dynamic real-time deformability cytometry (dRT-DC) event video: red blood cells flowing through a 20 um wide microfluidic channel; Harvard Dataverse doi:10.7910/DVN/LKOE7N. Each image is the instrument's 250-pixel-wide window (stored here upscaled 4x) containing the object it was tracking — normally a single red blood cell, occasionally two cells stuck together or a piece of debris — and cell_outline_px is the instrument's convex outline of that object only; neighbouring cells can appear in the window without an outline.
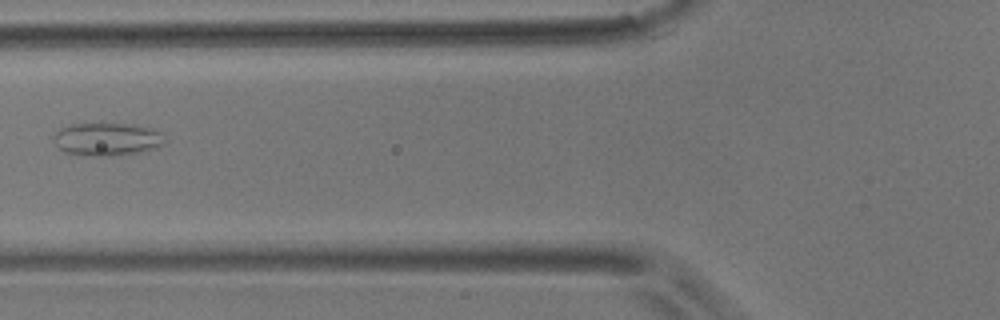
{"species": "common noctule bat (a hibernating species)", "species_latin": "Nyctalus noctula", "temperature_condition": "room temperature", "stored_images_in_passage": 11, "camera_frame_rate_fps": 3000, "um_per_image_px": 0.085, "animal": {"sex": "male", "body_mass_g": 17.9}, "frame": {"image": 1, "passage_image": 4, "time_ms": 1.0, "image_size_px": [1000, 320], "cell_outline_px": [[164, 144], [160, 148], [140, 152], [116, 156], [76, 156], [64, 152], [52, 140], [52, 136], [60, 128], [72, 124], [132, 124], [156, 128], [160, 132], [164, 140]], "centroid_in_image_um": [9.1, 11.85], "position_along_channel_um": 116.7, "area_um2": 21.85}}
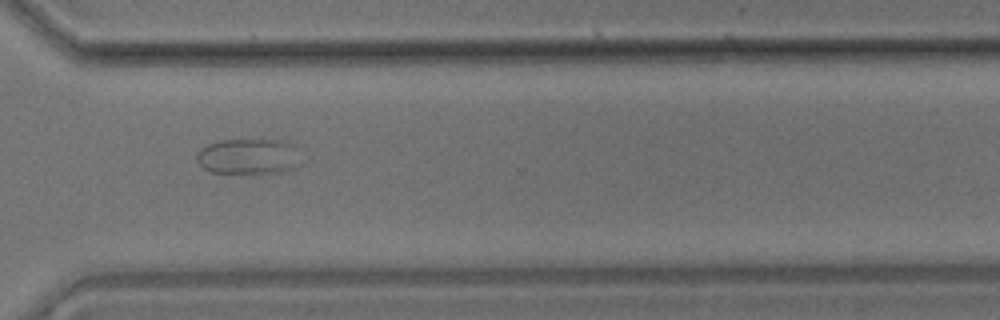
{"frame": {"image": 2, "passage_image": 10, "time_ms": 3.0, "image_size_px": [1000, 320], "cell_outline_px": [[300, 164], [296, 168], [280, 172], [208, 172], [196, 160], [196, 156], [200, 148], [208, 144], [220, 140], [280, 140], [292, 144]], "centroid_in_image_um": [21.08, 13.29], "position_along_channel_um": 349.5, "area_um2": 21.27}}
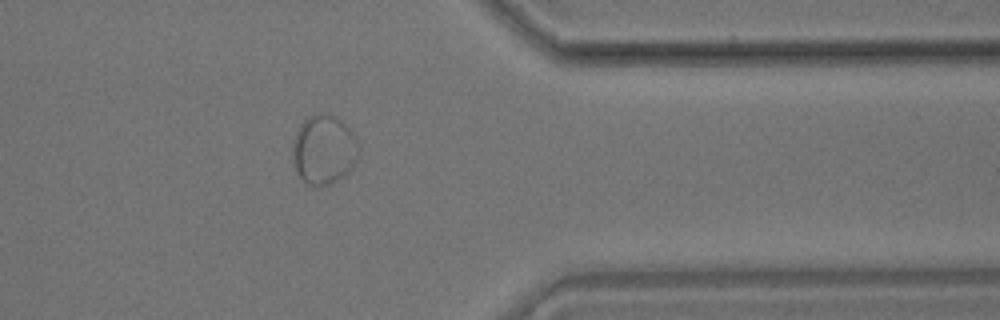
{"frame": {"image": 3, "passage_image": 11, "time_ms": 3.333, "image_size_px": [1000, 320], "cell_outline_px": [[360, 156], [352, 168], [348, 172], [336, 180], [328, 184], [304, 184], [296, 172], [292, 160], [292, 148], [296, 132], [300, 124], [308, 116], [320, 112], [328, 112], [344, 120], [356, 136], [360, 152]], "centroid_in_image_um": [27.55, 12.67], "position_along_channel_um": 383.9, "area_um2": 27.34}}